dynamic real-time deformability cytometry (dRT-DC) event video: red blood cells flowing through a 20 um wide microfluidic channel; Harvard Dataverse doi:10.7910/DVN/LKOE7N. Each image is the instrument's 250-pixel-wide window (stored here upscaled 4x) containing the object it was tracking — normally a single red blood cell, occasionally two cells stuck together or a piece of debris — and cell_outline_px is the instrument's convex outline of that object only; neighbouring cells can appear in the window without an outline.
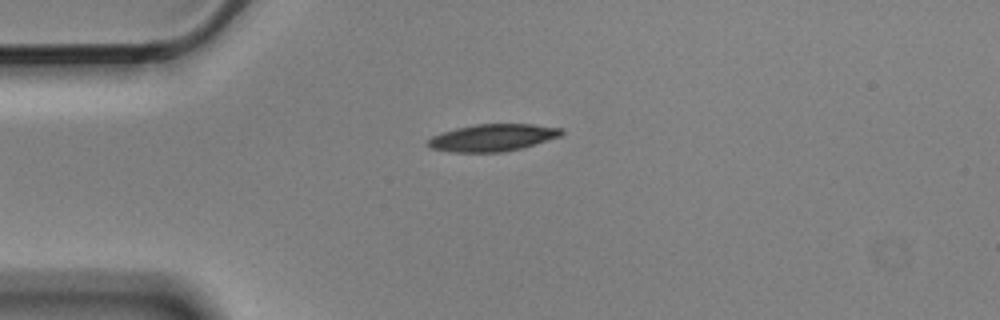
{"species": "Egyptian fruit bat (a non-hibernating species)", "species_latin": "Rousettus aegyptiacus", "temperature_condition": "cold", "stored_images_in_passage": 12, "camera_frame_rate_fps": 3000, "um_per_image_px": 0.085, "animal": {"sex": "male"}, "frame": {"image": 1, "passage_image": 1, "time_ms": 0.0, "image_size_px": [1000, 320], "cell_outline_px": [[564, 132], [560, 136], [520, 148], [504, 152], [448, 152], [432, 148], [428, 144], [428, 140], [432, 136], [456, 128], [476, 124], [532, 124], [564, 128]], "centroid_in_image_um": [41.89, 11.69], "position_along_channel_um": 43.1, "area_um2": 20.92}}
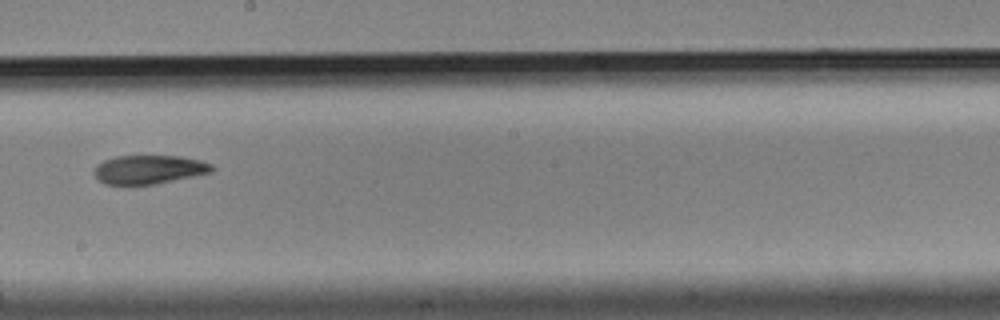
{"frame": {"image": 2, "passage_image": 6, "time_ms": 1.667, "image_size_px": [1000, 320], "cell_outline_px": [[216, 168], [212, 172], [156, 184], [104, 184], [92, 172], [96, 164], [104, 160], [116, 156], [180, 156], [200, 160], [212, 164]], "centroid_in_image_um": [12.67, 14.4], "position_along_channel_um": 235.5, "area_um2": 19.77}}
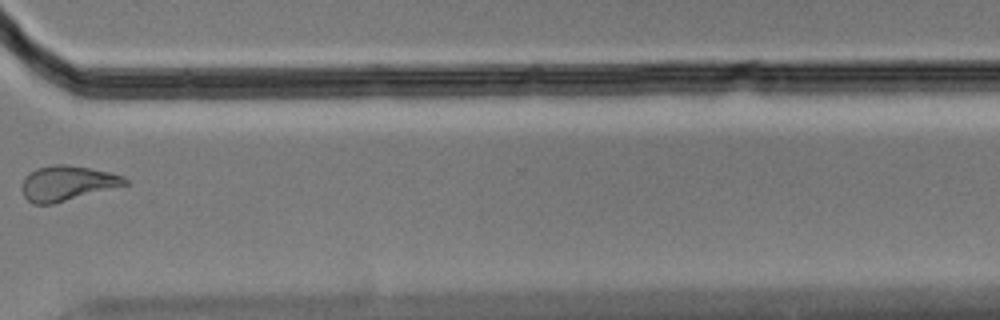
{"frame": {"image": 3, "passage_image": 9, "time_ms": 2.667, "image_size_px": [1000, 320], "cell_outline_px": [[128, 184], [52, 204], [32, 204], [24, 196], [20, 188], [28, 172], [36, 168], [56, 164], [64, 164], [88, 168], [108, 172], [124, 176], [128, 180]], "centroid_in_image_um": [5.67, 15.57], "position_along_channel_um": 364.9, "area_um2": 20.81}}